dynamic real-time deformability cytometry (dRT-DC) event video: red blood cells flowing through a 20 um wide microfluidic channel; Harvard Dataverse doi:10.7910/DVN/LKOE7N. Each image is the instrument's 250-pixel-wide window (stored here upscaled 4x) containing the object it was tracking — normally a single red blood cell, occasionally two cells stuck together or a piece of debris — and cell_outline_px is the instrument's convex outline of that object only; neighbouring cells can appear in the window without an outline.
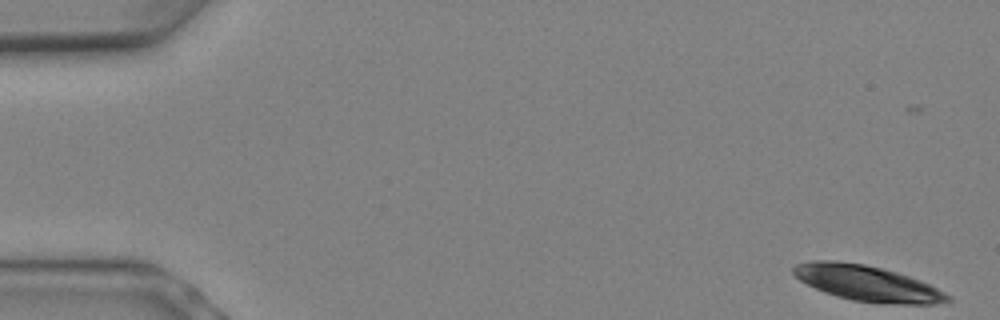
{"species": "Egyptian fruit bat (a non-hibernating species)", "species_latin": "Rousettus aegyptiacus", "temperature_condition": "warm", "stored_images_in_passage": 11, "camera_frame_rate_fps": 3000, "um_per_image_px": 0.085, "animal": {"sex": "female"}, "frame": {"image": 1, "passage_image": 1, "time_ms": 0.0, "image_size_px": [1000, 320], "cell_outline_px": [[952, 300], [932, 304], [896, 304], [852, 300], [836, 296], [824, 292], [800, 280], [792, 272], [792, 268], [796, 264], [812, 260], [836, 260], [864, 264], [896, 272], [920, 280], [952, 296]], "centroid_in_image_um": [73.7, 24.07], "position_along_channel_um": 11.3, "area_um2": 31.73}}
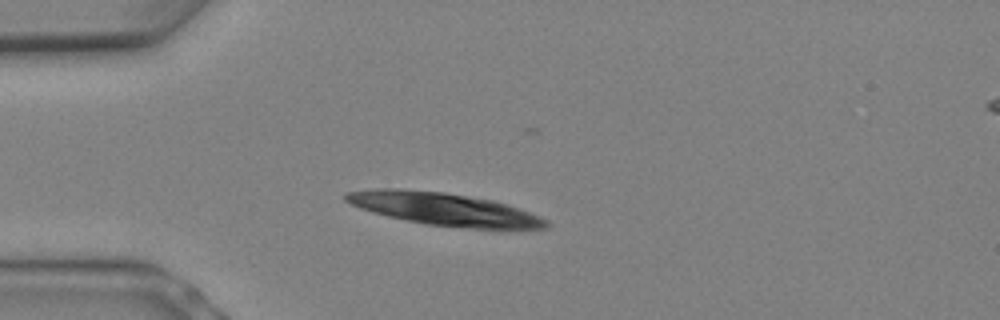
{"frame": {"image": 2, "passage_image": 6, "time_ms": 1.667, "image_size_px": [1000, 320], "cell_outline_px": [[552, 224], [548, 228], [472, 228], [428, 224], [388, 216], [372, 212], [360, 208], [344, 200], [344, 192], [376, 188], [400, 188], [444, 192], [492, 200], [508, 204], [520, 208], [540, 216], [548, 220]], "centroid_in_image_um": [37.75, 17.75], "position_along_channel_um": 47.3, "area_um2": 37.92}}